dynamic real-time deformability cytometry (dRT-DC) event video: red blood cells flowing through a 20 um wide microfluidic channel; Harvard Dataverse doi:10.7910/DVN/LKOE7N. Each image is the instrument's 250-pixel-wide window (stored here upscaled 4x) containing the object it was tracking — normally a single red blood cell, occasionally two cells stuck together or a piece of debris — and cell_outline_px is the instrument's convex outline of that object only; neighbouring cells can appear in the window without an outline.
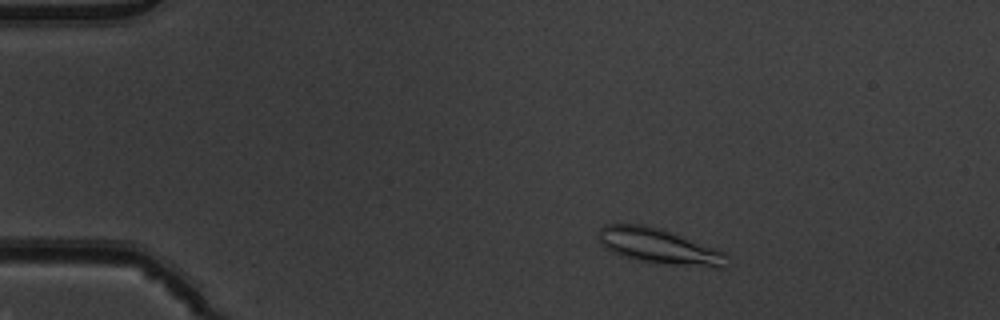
{"species": "common noctule bat (a hibernating species)", "species_latin": "Nyctalus noctula", "temperature_condition": "warm", "stored_images_in_passage": 44, "camera_frame_rate_fps": 3000, "um_per_image_px": 0.085, "animal": {"sex": "male", "body_mass_g": 19.5, "forearm_length_mm": 54.6}, "frame": {"image": 1, "passage_image": 1, "time_ms": 0.0, "image_size_px": [1000, 320], "cell_outline_px": [[728, 268], [712, 268], [672, 264], [636, 260], [620, 256], [604, 248], [600, 244], [596, 236], [596, 232], [604, 224], [644, 224], [664, 228], [728, 252]], "centroid_in_image_um": [56.06, 20.92], "position_along_channel_um": 28.9, "area_um2": 27.46}}
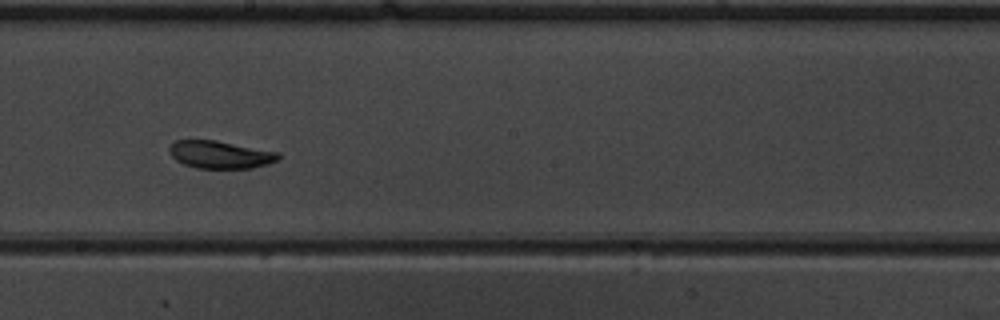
{"frame": {"image": 2, "passage_image": 22, "time_ms": 7.0, "image_size_px": [1000, 320], "cell_outline_px": [[280, 156], [276, 160], [268, 164], [252, 168], [196, 168], [184, 164], [176, 160], [168, 152], [168, 148], [176, 140], [216, 140], [280, 152]], "centroid_in_image_um": [18.71, 13.14], "position_along_channel_um": 229.5, "area_um2": 17.57}}
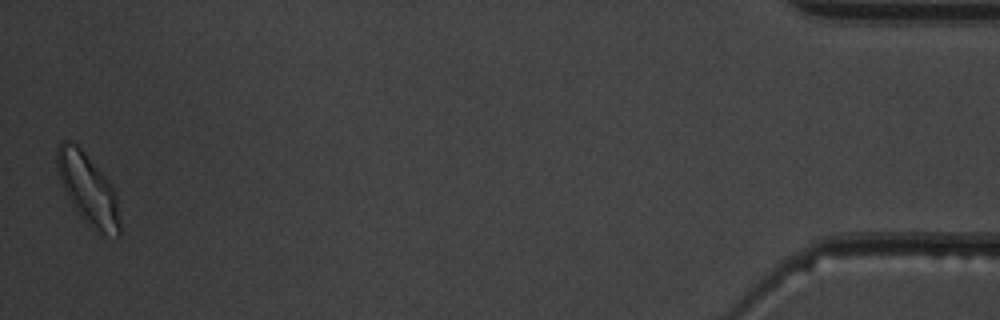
{"frame": {"image": 3, "passage_image": 44, "time_ms": 14.333, "image_size_px": [1000, 320], "cell_outline_px": [[120, 236], [116, 236], [96, 232], [80, 216], [72, 204], [64, 188], [56, 168], [56, 148], [60, 140], [68, 140], [76, 144], [80, 148], [112, 184], [116, 192], [120, 220]], "centroid_in_image_um": [7.48, 16.07], "position_along_channel_um": 427.7, "area_um2": 25.84}, "authors_computed_cell_mechanics": {"area_um2": 18.4382, "velocity_mm_per_s": 3.8508, "shape_relaxation_time_tau1_ms": 5.8416, "shape_relaxation_time_tau2_ms": 2.5437, "deformation_change_tau1": 0.1449, "deformation_change_tau2": 0.0829}}